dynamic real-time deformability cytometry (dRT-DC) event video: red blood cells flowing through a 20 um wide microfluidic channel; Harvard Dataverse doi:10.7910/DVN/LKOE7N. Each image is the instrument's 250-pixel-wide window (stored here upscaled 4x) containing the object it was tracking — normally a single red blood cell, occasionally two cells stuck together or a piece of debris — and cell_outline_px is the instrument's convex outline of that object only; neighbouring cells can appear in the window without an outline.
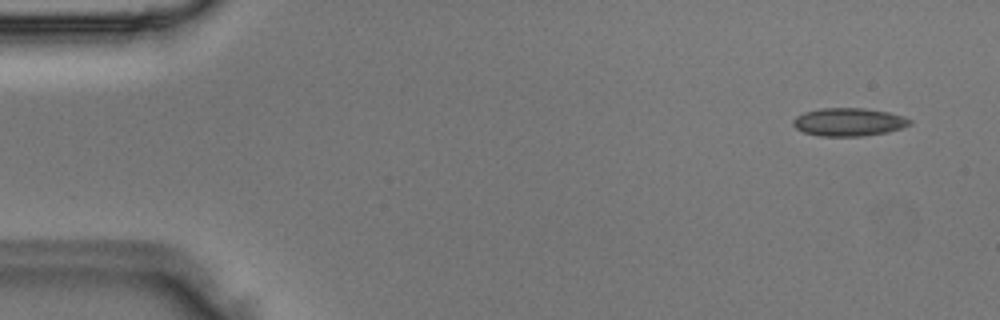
{"species": "Egyptian fruit bat (a non-hibernating species)", "species_latin": "Rousettus aegyptiacus", "temperature_condition": "room temperature", "stored_images_in_passage": 4, "camera_frame_rate_fps": 3000, "um_per_image_px": 0.085, "animal": {"sex": "male"}, "frame": {"image": 1, "passage_image": 1, "time_ms": 0.0, "image_size_px": [1000, 320], "cell_outline_px": [[912, 124], [888, 132], [864, 136], [820, 136], [804, 132], [796, 128], [792, 124], [792, 120], [796, 116], [804, 112], [820, 108], [864, 108], [888, 112], [904, 116], [912, 120]], "centroid_in_image_um": [72.14, 10.37], "position_along_channel_um": 12.9, "area_um2": 19.19}}